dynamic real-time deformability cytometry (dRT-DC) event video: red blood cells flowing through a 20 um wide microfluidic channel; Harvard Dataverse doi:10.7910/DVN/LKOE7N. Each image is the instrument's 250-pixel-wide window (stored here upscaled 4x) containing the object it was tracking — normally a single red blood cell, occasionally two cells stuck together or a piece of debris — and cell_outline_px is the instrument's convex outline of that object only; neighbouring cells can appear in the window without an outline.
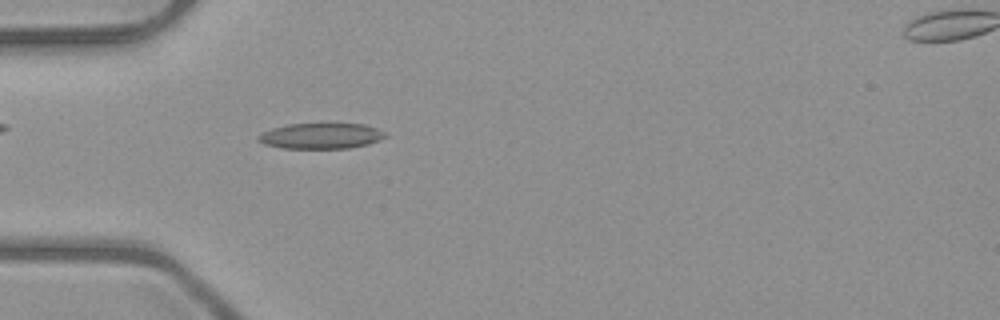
{"species": "common noctule bat (a hibernating species)", "species_latin": "Nyctalus noctula", "temperature_condition": "room temperature", "stored_images_in_passage": 39, "camera_frame_rate_fps": 3000, "um_per_image_px": 0.085, "animal": {"sex": "male", "body_mass_g": 23.1, "forearm_length_mm": 52.7}, "frame": {"image": 1, "passage_image": 3, "time_ms": 0.667, "image_size_px": [1000, 320], "cell_outline_px": [[388, 136], [380, 140], [368, 144], [348, 148], [284, 148], [264, 144], [256, 140], [256, 136], [272, 128], [288, 124], [364, 124], [376, 128], [384, 132]], "centroid_in_image_um": [27.28, 11.55], "position_along_channel_um": 57.7, "area_um2": 18.9}}
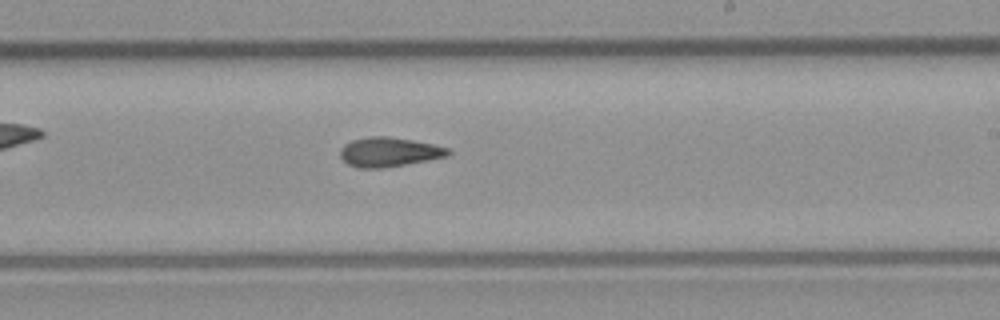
{"frame": {"image": 2, "passage_image": 18, "time_ms": 5.667, "image_size_px": [1000, 320], "cell_outline_px": [[452, 152], [448, 156], [404, 164], [380, 168], [356, 168], [348, 164], [340, 156], [340, 148], [344, 144], [352, 140], [368, 136], [388, 136], [412, 140], [432, 144], [448, 148]], "centroid_in_image_um": [33.03, 12.91], "position_along_channel_um": 256.0, "area_um2": 18.38}}
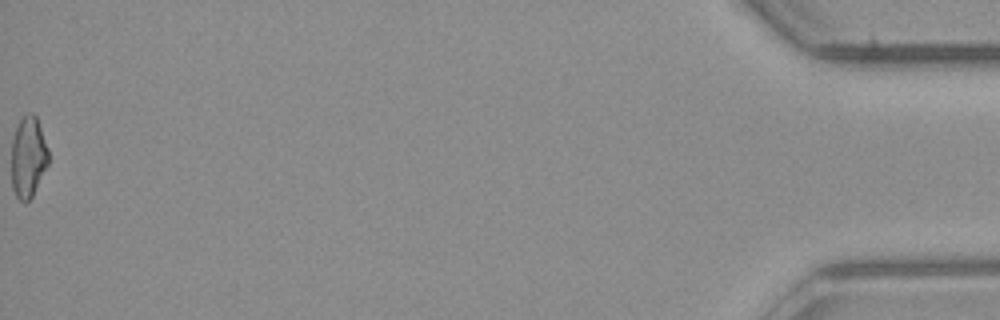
{"frame": {"image": 3, "passage_image": 39, "time_ms": 12.667, "image_size_px": [1000, 320], "cell_outline_px": [[48, 164], [32, 196], [24, 204], [16, 196], [12, 188], [12, 140], [16, 128], [20, 120], [28, 112], [32, 112], [36, 116], [48, 148]], "centroid_in_image_um": [2.39, 13.35], "position_along_channel_um": 432.8, "area_um2": 17.34}, "authors_computed_cell_mechanics": {"area_um2": 18.0336, "velocity_mm_per_s": 4.0399, "shape_relaxation_time_tau1_ms": null, "shape_relaxation_time_tau2_ms": 7.9866, "deformation_change_tau1": null, "deformation_change_tau2": 0.2019}}